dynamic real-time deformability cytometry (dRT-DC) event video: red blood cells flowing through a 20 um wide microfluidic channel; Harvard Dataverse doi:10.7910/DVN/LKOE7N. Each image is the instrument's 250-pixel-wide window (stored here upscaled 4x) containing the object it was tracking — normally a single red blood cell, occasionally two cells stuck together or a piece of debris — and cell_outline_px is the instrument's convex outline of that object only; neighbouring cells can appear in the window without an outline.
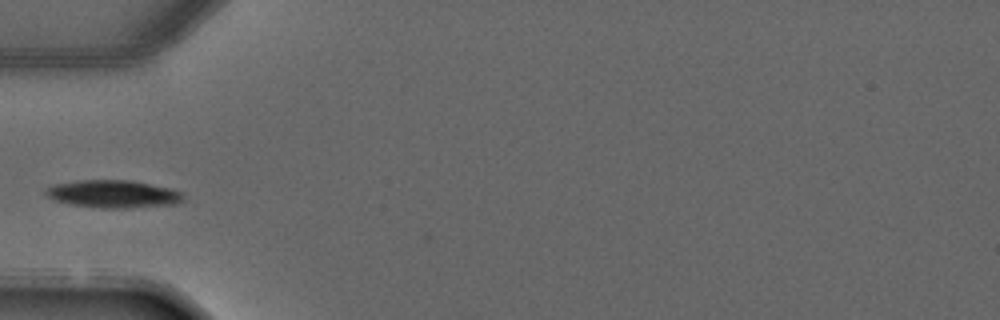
{"species": "common noctule bat (a hibernating species)", "species_latin": "Nyctalus noctula", "temperature_condition": "warm", "stored_images_in_passage": 1, "camera_frame_rate_fps": 3000, "um_per_image_px": 0.085, "animal": {"sex": "male", "forearm_length_mm": 52.5}, "frame": {"image": 1, "passage_image": 1, "time_ms": 0.0, "image_size_px": [1000, 320], "cell_outline_px": [[184, 200], [176, 204], [124, 208], [96, 208], [68, 204], [56, 200], [48, 196], [44, 192], [44, 188], [56, 184], [80, 180], [128, 180], [172, 188], [180, 192], [184, 196]], "centroid_in_image_um": [9.62, 16.49], "position_along_channel_um": 75.4, "area_um2": 22.2}}